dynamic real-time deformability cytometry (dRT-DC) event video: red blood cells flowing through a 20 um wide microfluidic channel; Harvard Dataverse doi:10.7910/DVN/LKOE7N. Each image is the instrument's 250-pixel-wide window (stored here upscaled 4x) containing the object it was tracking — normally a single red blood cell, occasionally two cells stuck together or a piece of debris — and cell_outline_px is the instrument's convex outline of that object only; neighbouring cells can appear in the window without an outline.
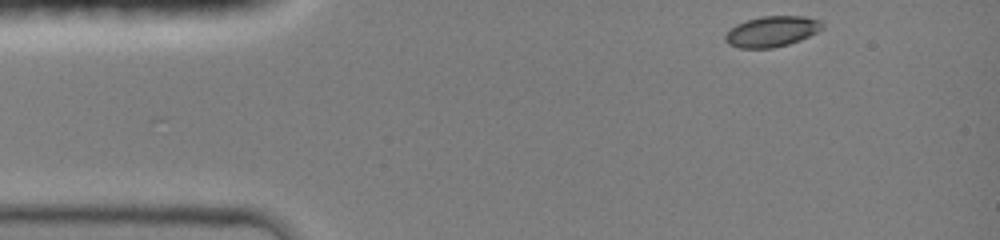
{"species": "common noctule bat (a hibernating species)", "species_latin": "Nyctalus noctula", "temperature_condition": "room temperature", "stored_images_in_passage": 5, "camera_frame_rate_fps": 3000, "um_per_image_px": 0.085, "animal": {"sex": "female", "body_mass_g": 19.0, "forearm_length_mm": 51.5}, "frame": {"image": 1, "passage_image": 1, "time_ms": 0.0, "image_size_px": [1000, 240], "cell_outline_px": [[824, 28], [800, 40], [788, 44], [772, 48], [740, 48], [728, 44], [724, 40], [724, 36], [736, 24], [748, 20], [764, 16], [804, 16], [820, 20], [824, 24]], "centroid_in_image_um": [65.62, 2.67], "position_along_channel_um": 19.4, "area_um2": 17.22}}
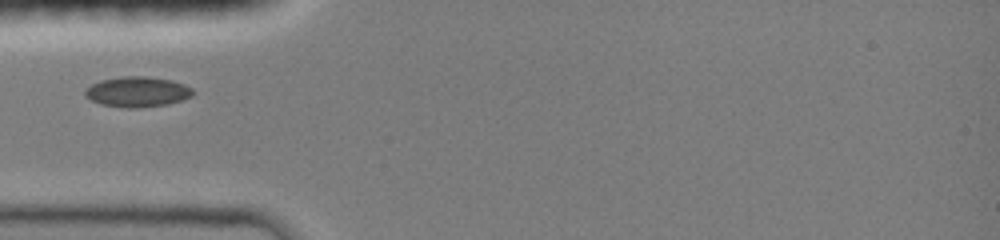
{"frame": {"image": 2, "passage_image": 4, "time_ms": 3.0, "image_size_px": [1000, 240], "cell_outline_px": [[192, 96], [168, 104], [136, 108], [128, 108], [100, 104], [84, 96], [84, 92], [92, 84], [100, 80], [120, 76], [144, 76], [172, 80], [184, 84], [192, 88]], "centroid_in_image_um": [11.66, 7.8], "position_along_channel_um": 73.3, "area_um2": 18.96}}
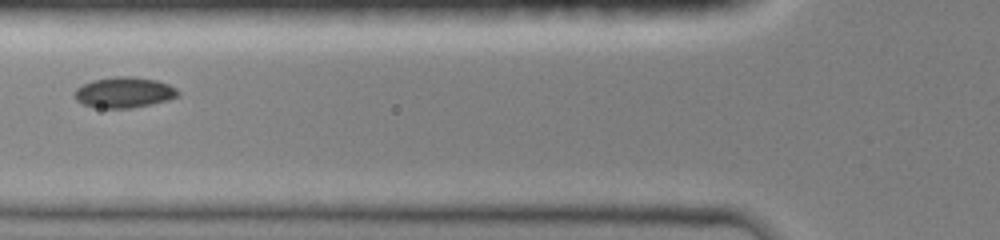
{"frame": {"image": 3, "passage_image": 5, "time_ms": 4.0, "image_size_px": [1000, 240], "cell_outline_px": [[180, 96], [168, 100], [132, 108], [100, 108], [84, 104], [76, 100], [72, 92], [76, 88], [92, 80], [116, 76], [132, 76], [156, 80], [168, 84], [176, 88], [180, 92]], "centroid_in_image_um": [10.55, 7.85], "position_along_channel_um": 115.2, "area_um2": 18.61}}